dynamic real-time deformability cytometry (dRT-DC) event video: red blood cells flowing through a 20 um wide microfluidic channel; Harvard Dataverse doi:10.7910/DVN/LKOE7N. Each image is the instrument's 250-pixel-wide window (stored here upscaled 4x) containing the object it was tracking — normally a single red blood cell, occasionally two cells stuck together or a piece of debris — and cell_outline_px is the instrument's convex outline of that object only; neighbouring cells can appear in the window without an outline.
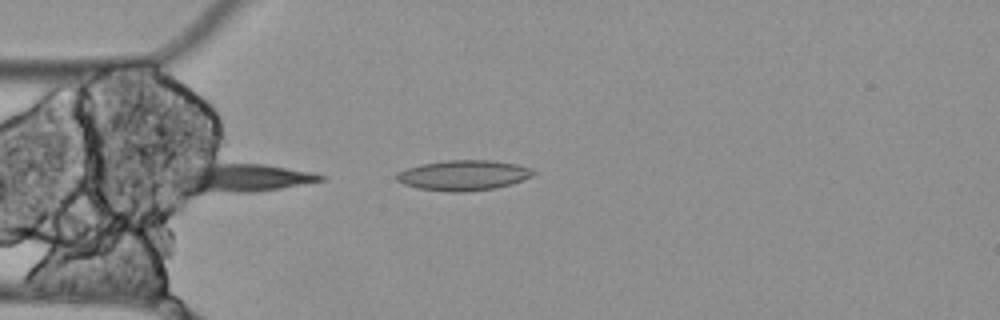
{"species": "Egyptian fruit bat (a non-hibernating species)", "species_latin": "Rousettus aegyptiacus", "temperature_condition": "cold", "stored_images_in_passage": 10, "camera_frame_rate_fps": 3000, "um_per_image_px": 0.085, "animal": {"sex": "female"}, "frame": {"image": 1, "passage_image": 4, "time_ms": 1.0, "image_size_px": [1000, 320], "cell_outline_px": [[328, 176], [324, 180], [280, 188], [252, 192], [180, 192], [164, 184], [168, 172], [172, 168], [200, 164], [264, 164], [316, 172]], "centroid_in_image_um": [20.15, 15.12], "position_along_channel_um": 64.8, "area_um2": 26.01}}
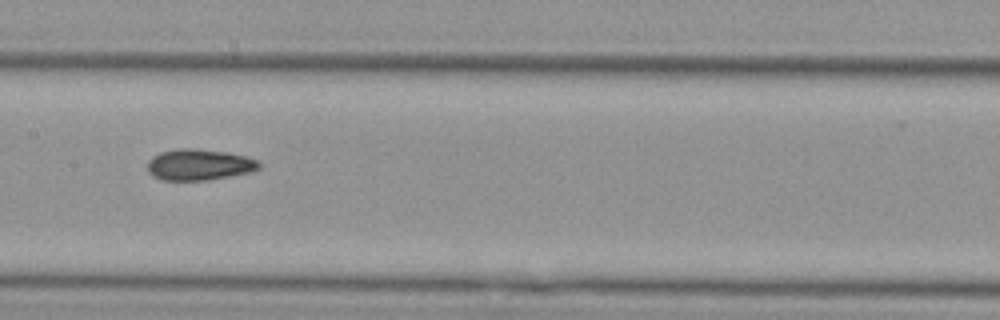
{"frame": {"image": 2, "passage_image": 7, "time_ms": 2.0, "image_size_px": [1000, 320], "cell_outline_px": [[260, 168], [252, 172], [204, 180], [160, 180], [152, 176], [148, 172], [148, 160], [152, 156], [160, 152], [180, 148], [196, 148], [228, 152], [248, 156], [260, 160]], "centroid_in_image_um": [16.94, 13.98], "position_along_channel_um": 190.5, "area_um2": 20.52}}
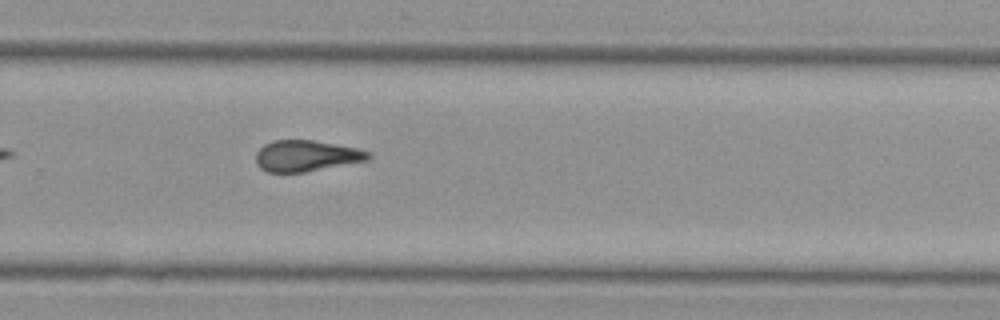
{"frame": {"image": 3, "passage_image": 10, "time_ms": 3.0, "image_size_px": [1000, 320], "cell_outline_px": [[372, 156], [368, 160], [304, 172], [268, 172], [260, 168], [256, 164], [256, 152], [264, 144], [272, 140], [312, 140], [356, 148], [368, 152]], "centroid_in_image_um": [25.99, 13.24], "position_along_channel_um": 303.8, "area_um2": 20.23}}